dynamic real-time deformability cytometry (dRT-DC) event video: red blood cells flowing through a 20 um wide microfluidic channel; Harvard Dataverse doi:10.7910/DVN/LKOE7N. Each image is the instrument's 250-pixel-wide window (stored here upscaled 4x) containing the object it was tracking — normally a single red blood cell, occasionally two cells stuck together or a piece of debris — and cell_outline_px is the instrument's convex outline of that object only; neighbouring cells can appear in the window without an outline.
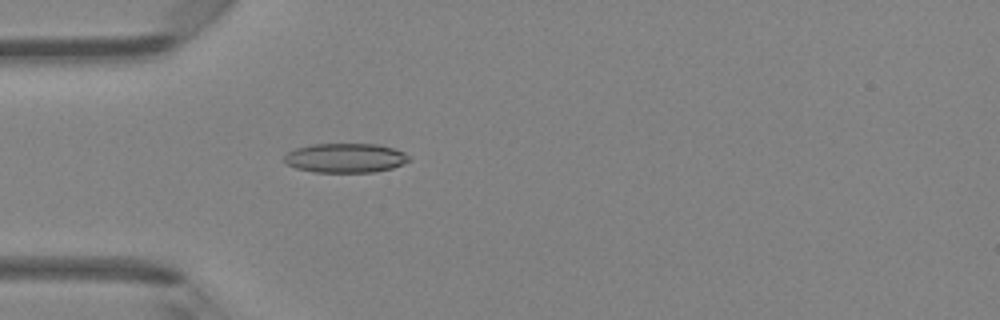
{"species": "Egyptian fruit bat (a non-hibernating species)", "species_latin": "Rousettus aegyptiacus", "temperature_condition": "room temperature", "stored_images_in_passage": 47, "camera_frame_rate_fps": 3000, "um_per_image_px": 0.085, "animal": {"sex": "female"}, "frame": {"image": 1, "passage_image": 14, "time_ms": 4.333, "image_size_px": [1000, 320], "cell_outline_px": [[412, 160], [392, 168], [372, 172], [312, 172], [296, 168], [288, 164], [284, 160], [284, 156], [288, 152], [296, 148], [312, 144], [376, 144], [392, 148], [404, 152]], "centroid_in_image_um": [29.36, 13.43], "position_along_channel_um": 55.6, "area_um2": 21.27}}
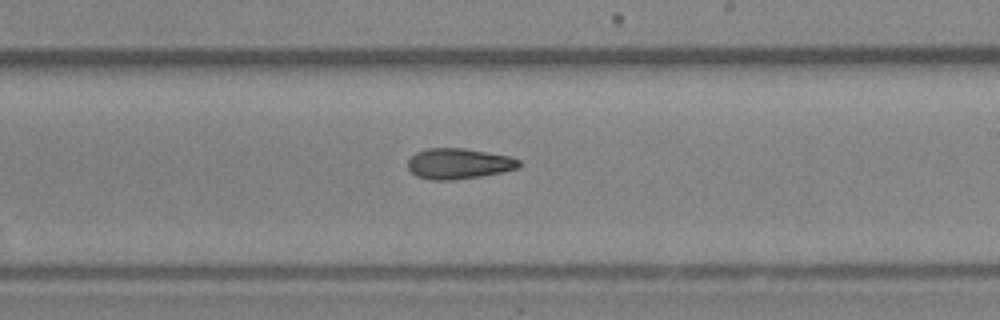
{"frame": {"image": 2, "passage_image": 28, "time_ms": 9.0, "image_size_px": [1000, 320], "cell_outline_px": [[520, 168], [480, 176], [452, 180], [428, 180], [416, 176], [408, 168], [408, 160], [416, 152], [428, 148], [464, 148], [488, 152], [508, 156], [520, 160]], "centroid_in_image_um": [38.97, 13.91], "position_along_channel_um": 250.0, "area_um2": 19.83}}
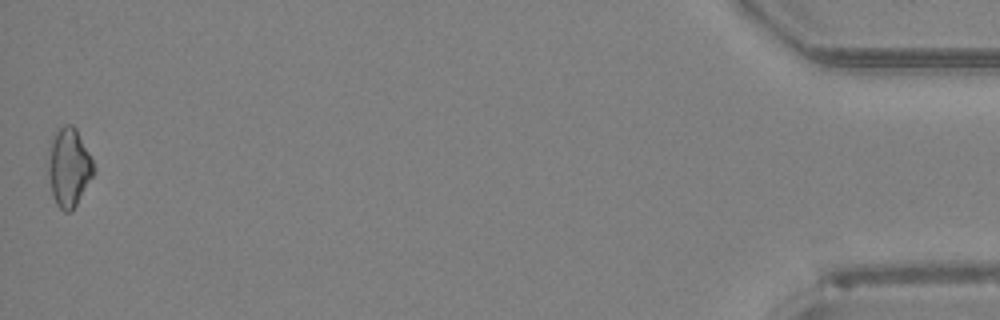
{"frame": {"image": 3, "passage_image": 47, "time_ms": 15.333, "image_size_px": [1000, 320], "cell_outline_px": [[96, 172], [72, 212], [64, 212], [56, 204], [52, 196], [48, 172], [48, 164], [52, 136], [64, 124], [72, 124], [76, 128], [92, 160]], "centroid_in_image_um": [5.86, 14.26], "position_along_channel_um": 429.3, "area_um2": 20.81}, "authors_computed_cell_mechanics": {"area_um2": 19.8832, "velocity_mm_per_s": 4.3049, "shape_relaxation_time_tau1_ms": null, "shape_relaxation_time_tau2_ms": 5.923, "deformation_change_tau1": null, "deformation_change_tau2": 0.1625}}